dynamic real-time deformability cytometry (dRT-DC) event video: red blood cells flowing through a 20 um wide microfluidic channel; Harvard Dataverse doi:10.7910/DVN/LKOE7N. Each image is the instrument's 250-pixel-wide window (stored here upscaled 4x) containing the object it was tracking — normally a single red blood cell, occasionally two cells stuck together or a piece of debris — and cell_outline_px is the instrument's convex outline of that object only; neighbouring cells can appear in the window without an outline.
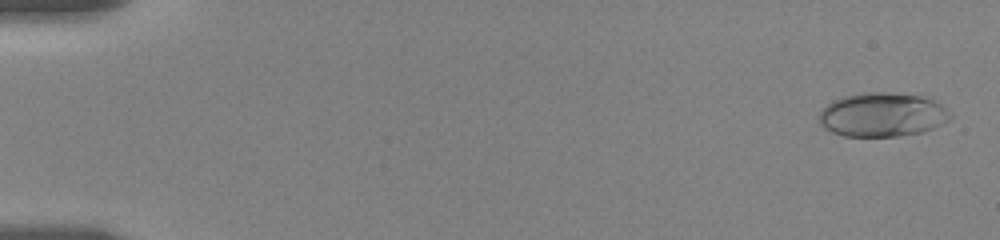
{"species": "human", "species_latin": "Homo sapiens", "temperature_condition": "room temperature", "stored_images_in_passage": 58, "camera_frame_rate_fps": 3000, "um_per_image_px": 0.085, "donor": {"sex": "female"}, "frame": {"image": 1, "passage_image": 2, "time_ms": 0.333, "image_size_px": [1000, 240], "cell_outline_px": [[952, 116], [948, 120], [924, 132], [900, 136], [844, 136], [832, 132], [824, 128], [820, 124], [816, 116], [832, 100], [844, 96], [860, 92], [884, 92], [924, 96], [936, 100], [952, 112]], "centroid_in_image_um": [75.0, 9.74], "position_along_channel_um": 10.0, "area_um2": 34.04}}
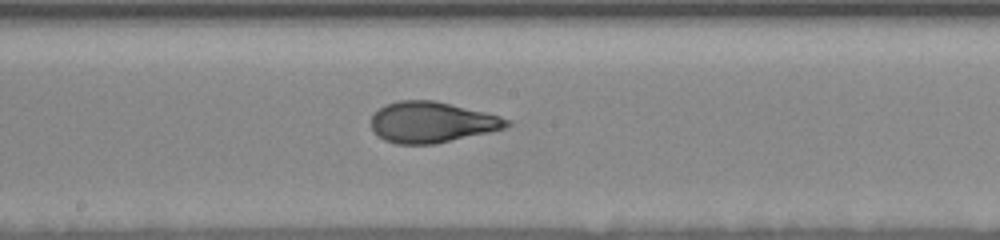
{"frame": {"image": 2, "passage_image": 32, "time_ms": 10.333, "image_size_px": [1000, 240], "cell_outline_px": [[512, 124], [504, 128], [488, 132], [436, 144], [396, 144], [384, 140], [372, 128], [372, 116], [380, 108], [388, 104], [400, 100], [432, 100], [484, 112], [500, 116], [512, 120]], "centroid_in_image_um": [36.72, 10.4], "position_along_channel_um": 211.5, "area_um2": 31.91}}
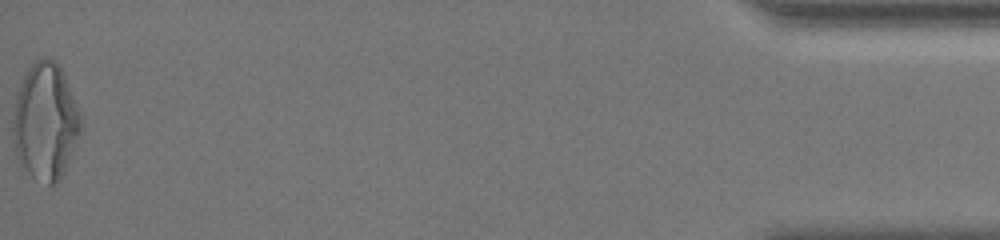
{"frame": {"image": 3, "passage_image": 58, "time_ms": 19.0, "image_size_px": [1000, 240], "cell_outline_px": [[80, 132], [60, 180], [56, 184], [48, 188], [32, 176], [20, 164], [16, 156], [12, 132], [12, 120], [16, 96], [24, 76], [28, 68], [36, 60], [44, 56], [48, 56], [56, 60], [64, 76], [80, 116]], "centroid_in_image_um": [3.82, 10.37], "position_along_channel_um": 431.4, "area_um2": 45.89}, "authors_computed_cell_mechanics": {"area_um2": 32.4547, "velocity_mm_per_s": 3.5357, "shape_relaxation_time_tau1_ms": 4.8484, "shape_relaxation_time_tau2_ms": 0.8196, "deformation_change_tau1": 0.2013, "deformation_change_tau2": 0.0666}}